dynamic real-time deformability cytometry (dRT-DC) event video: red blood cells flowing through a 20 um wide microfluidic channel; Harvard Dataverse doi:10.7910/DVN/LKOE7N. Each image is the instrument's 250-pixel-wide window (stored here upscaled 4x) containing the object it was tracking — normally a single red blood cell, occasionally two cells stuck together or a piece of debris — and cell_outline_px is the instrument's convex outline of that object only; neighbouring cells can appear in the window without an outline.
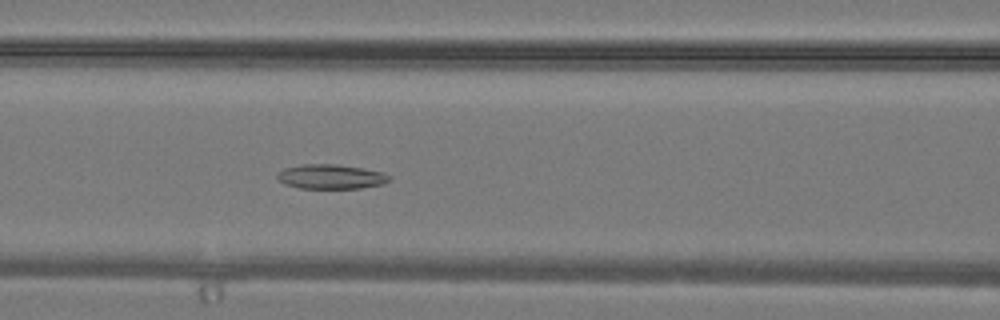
{"species": "common noctule bat (a hibernating species)", "species_latin": "Nyctalus noctula", "temperature_condition": "warm", "stored_images_in_passage": 28, "camera_frame_rate_fps": 3000, "um_per_image_px": 0.085, "animal": {"sex": "male", "body_mass_g": 19.2, "forearm_length_mm": 51.8}, "frame": {"image": 1, "passage_image": 8, "time_ms": 2.333, "image_size_px": [1000, 320], "cell_outline_px": [[392, 176], [384, 184], [360, 188], [300, 188], [284, 184], [276, 176], [284, 168], [300, 164], [336, 164], [384, 172]], "centroid_in_image_um": [28.14, 15.01], "position_along_channel_um": 138.5, "area_um2": 15.95}}
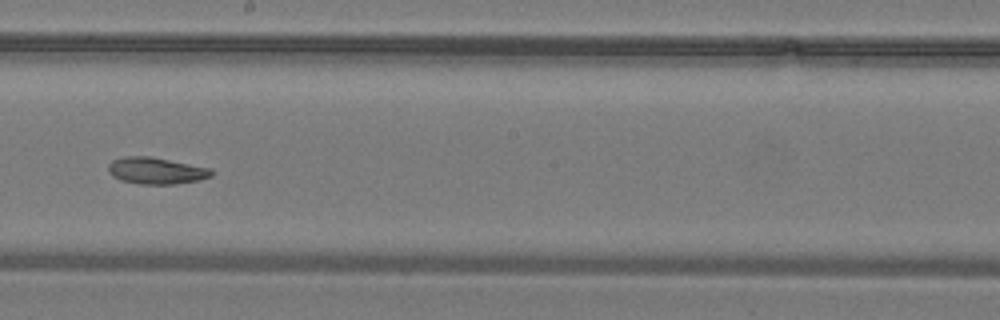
{"frame": {"image": 2, "passage_image": 13, "time_ms": 4.0, "image_size_px": [1000, 320], "cell_outline_px": [[212, 176], [200, 180], [176, 184], [140, 184], [120, 180], [112, 176], [108, 172], [108, 164], [112, 160], [124, 156], [152, 156], [212, 168]], "centroid_in_image_um": [13.27, 14.5], "position_along_channel_um": 234.9, "area_um2": 16.3}}
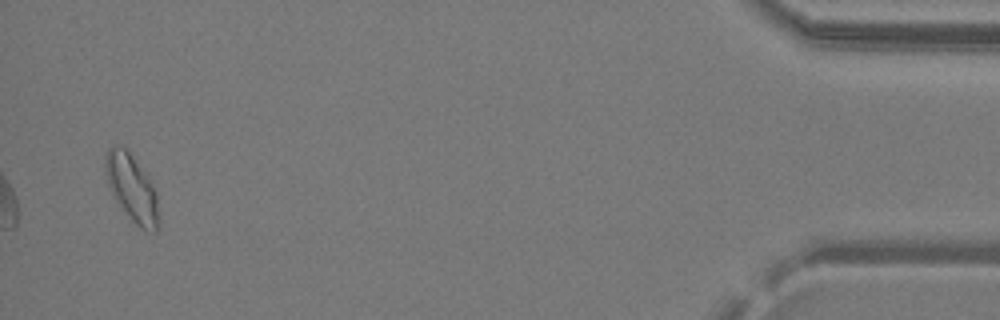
{"frame": {"image": 3, "passage_image": 27, "time_ms": 8.667, "image_size_px": [1000, 320], "cell_outline_px": [[160, 228], [156, 232], [152, 232], [140, 228], [128, 220], [112, 192], [108, 184], [104, 172], [104, 156], [108, 148], [116, 144], [128, 148], [148, 176], [156, 188], [160, 220]], "centroid_in_image_um": [11.23, 16.0], "position_along_channel_um": 424.0, "area_um2": 21.79}}